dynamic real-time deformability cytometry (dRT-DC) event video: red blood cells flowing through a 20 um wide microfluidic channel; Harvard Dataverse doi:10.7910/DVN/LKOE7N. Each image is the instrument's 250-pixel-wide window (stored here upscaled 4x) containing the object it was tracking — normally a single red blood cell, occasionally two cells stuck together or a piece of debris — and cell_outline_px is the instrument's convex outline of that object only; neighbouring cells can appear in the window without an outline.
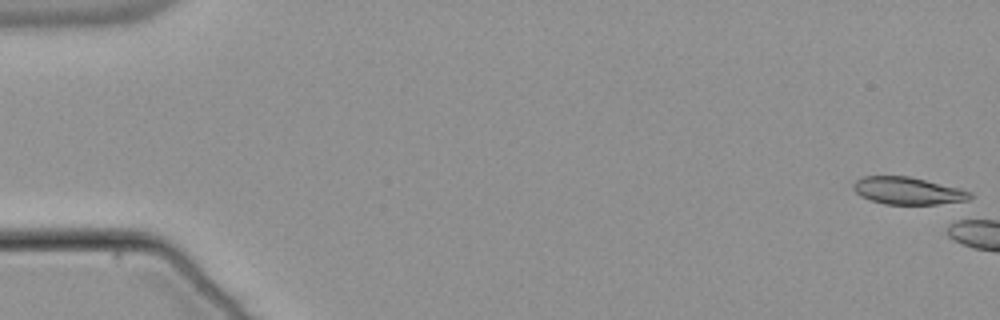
{"species": "common noctule bat (a hibernating species)", "species_latin": "Nyctalus noctula", "temperature_condition": "warm", "stored_images_in_passage": 5, "camera_frame_rate_fps": 3000, "um_per_image_px": 0.085, "animal": {"sex": "male", "body_mass_g": 21.5, "forearm_length_mm": 52.0}, "frame": {"image": 1, "passage_image": 1, "time_ms": 0.0, "image_size_px": [1000, 320], "cell_outline_px": [[972, 196], [968, 200], [960, 204], [884, 204], [860, 196], [852, 188], [852, 184], [856, 180], [864, 176], [908, 176], [960, 188], [972, 192]], "centroid_in_image_um": [77.23, 16.23], "position_along_channel_um": 7.8, "area_um2": 18.84}}